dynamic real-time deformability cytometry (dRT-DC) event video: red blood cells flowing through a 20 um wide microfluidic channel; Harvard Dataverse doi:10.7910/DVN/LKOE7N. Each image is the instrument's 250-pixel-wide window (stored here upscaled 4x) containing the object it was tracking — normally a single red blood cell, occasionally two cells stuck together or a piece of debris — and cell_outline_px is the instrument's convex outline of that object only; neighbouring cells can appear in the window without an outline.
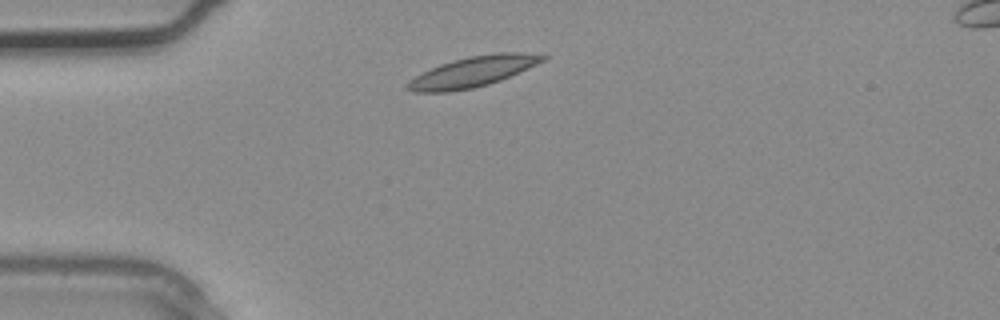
{"species": "common noctule bat (a hibernating species)", "species_latin": "Nyctalus noctula", "temperature_condition": "warm", "stored_images_in_passage": 3, "segment_of_instrument_passage": [2, 2], "camera_frame_rate_fps": 3000, "um_per_image_px": 0.085, "animal": {"sex": "male", "body_mass_g": 20.4}, "frame": {"image": 1, "passage_image": 3, "time_ms": 0.667, "image_size_px": [1000, 320], "cell_outline_px": [[548, 56], [544, 60], [528, 68], [500, 80], [488, 84], [472, 88], [448, 92], [412, 92], [404, 88], [404, 84], [408, 80], [440, 64], [452, 60], [468, 56], [500, 52], [524, 52]], "centroid_in_image_um": [40.14, 6.1], "position_along_channel_um": 44.9, "area_um2": 23.87}}